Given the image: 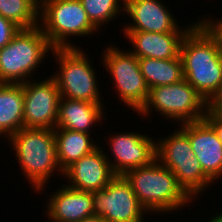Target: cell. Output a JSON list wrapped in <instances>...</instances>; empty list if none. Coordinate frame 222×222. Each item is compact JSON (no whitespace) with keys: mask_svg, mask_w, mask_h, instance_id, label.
I'll return each instance as SVG.
<instances>
[{"mask_svg":"<svg viewBox=\"0 0 222 222\" xmlns=\"http://www.w3.org/2000/svg\"><path fill=\"white\" fill-rule=\"evenodd\" d=\"M198 20L183 37L180 57L184 79L209 104L222 86V45Z\"/></svg>","mask_w":222,"mask_h":222,"instance_id":"1","label":"cell"},{"mask_svg":"<svg viewBox=\"0 0 222 222\" xmlns=\"http://www.w3.org/2000/svg\"><path fill=\"white\" fill-rule=\"evenodd\" d=\"M124 177L131 184L139 203L153 215L182 210L194 201L178 184L171 170L157 159L128 171Z\"/></svg>","mask_w":222,"mask_h":222,"instance_id":"2","label":"cell"},{"mask_svg":"<svg viewBox=\"0 0 222 222\" xmlns=\"http://www.w3.org/2000/svg\"><path fill=\"white\" fill-rule=\"evenodd\" d=\"M8 141L16 153L15 158L20 164L22 174L35 192H43L57 170L63 176L64 172L57 159L54 129L23 127L11 135Z\"/></svg>","mask_w":222,"mask_h":222,"instance_id":"3","label":"cell"},{"mask_svg":"<svg viewBox=\"0 0 222 222\" xmlns=\"http://www.w3.org/2000/svg\"><path fill=\"white\" fill-rule=\"evenodd\" d=\"M53 49L39 26L20 29L0 49V83L22 84L28 81Z\"/></svg>","mask_w":222,"mask_h":222,"instance_id":"4","label":"cell"},{"mask_svg":"<svg viewBox=\"0 0 222 222\" xmlns=\"http://www.w3.org/2000/svg\"><path fill=\"white\" fill-rule=\"evenodd\" d=\"M155 142L156 159L171 170L178 184L192 199L209 190L214 182L203 172L188 136L180 128Z\"/></svg>","mask_w":222,"mask_h":222,"instance_id":"5","label":"cell"},{"mask_svg":"<svg viewBox=\"0 0 222 222\" xmlns=\"http://www.w3.org/2000/svg\"><path fill=\"white\" fill-rule=\"evenodd\" d=\"M39 27L53 48H76L67 38L99 32L80 0H40Z\"/></svg>","mask_w":222,"mask_h":222,"instance_id":"6","label":"cell"},{"mask_svg":"<svg viewBox=\"0 0 222 222\" xmlns=\"http://www.w3.org/2000/svg\"><path fill=\"white\" fill-rule=\"evenodd\" d=\"M208 108L209 104L197 90L183 79L175 84L150 88L146 103L137 113L148 117L155 110L163 119L184 124L203 120Z\"/></svg>","mask_w":222,"mask_h":222,"instance_id":"7","label":"cell"},{"mask_svg":"<svg viewBox=\"0 0 222 222\" xmlns=\"http://www.w3.org/2000/svg\"><path fill=\"white\" fill-rule=\"evenodd\" d=\"M53 57L58 64L54 77L61 97L93 103H104L100 97L97 74L81 48H54ZM56 73V74H55Z\"/></svg>","mask_w":222,"mask_h":222,"instance_id":"8","label":"cell"},{"mask_svg":"<svg viewBox=\"0 0 222 222\" xmlns=\"http://www.w3.org/2000/svg\"><path fill=\"white\" fill-rule=\"evenodd\" d=\"M109 46L105 48L101 58L103 66L110 73V80L114 81L119 100L134 112H138L146 103L149 93L138 58L130 51L118 49L112 44Z\"/></svg>","mask_w":222,"mask_h":222,"instance_id":"9","label":"cell"},{"mask_svg":"<svg viewBox=\"0 0 222 222\" xmlns=\"http://www.w3.org/2000/svg\"><path fill=\"white\" fill-rule=\"evenodd\" d=\"M92 196L94 215L106 222H144L147 211L124 176H116L103 189L92 191Z\"/></svg>","mask_w":222,"mask_h":222,"instance_id":"10","label":"cell"},{"mask_svg":"<svg viewBox=\"0 0 222 222\" xmlns=\"http://www.w3.org/2000/svg\"><path fill=\"white\" fill-rule=\"evenodd\" d=\"M24 128L55 129L61 98L53 76L45 80L22 83Z\"/></svg>","mask_w":222,"mask_h":222,"instance_id":"11","label":"cell"},{"mask_svg":"<svg viewBox=\"0 0 222 222\" xmlns=\"http://www.w3.org/2000/svg\"><path fill=\"white\" fill-rule=\"evenodd\" d=\"M109 136L107 143L114 160L109 159L111 156L106 158L116 176H124L128 171L149 165L156 159V142L150 135L129 131Z\"/></svg>","mask_w":222,"mask_h":222,"instance_id":"12","label":"cell"},{"mask_svg":"<svg viewBox=\"0 0 222 222\" xmlns=\"http://www.w3.org/2000/svg\"><path fill=\"white\" fill-rule=\"evenodd\" d=\"M124 13L133 21L123 25L122 31L187 33L195 25L180 28L178 20L160 0H124Z\"/></svg>","mask_w":222,"mask_h":222,"instance_id":"13","label":"cell"},{"mask_svg":"<svg viewBox=\"0 0 222 222\" xmlns=\"http://www.w3.org/2000/svg\"><path fill=\"white\" fill-rule=\"evenodd\" d=\"M179 128L188 136L203 172L214 183L222 179V143L213 127L203 119L181 124Z\"/></svg>","mask_w":222,"mask_h":222,"instance_id":"14","label":"cell"},{"mask_svg":"<svg viewBox=\"0 0 222 222\" xmlns=\"http://www.w3.org/2000/svg\"><path fill=\"white\" fill-rule=\"evenodd\" d=\"M107 156L99 146L92 153L74 162L63 174L67 180L69 179L67 186L89 192L106 187L116 177Z\"/></svg>","mask_w":222,"mask_h":222,"instance_id":"15","label":"cell"},{"mask_svg":"<svg viewBox=\"0 0 222 222\" xmlns=\"http://www.w3.org/2000/svg\"><path fill=\"white\" fill-rule=\"evenodd\" d=\"M49 195L47 218L52 222H79L94 215L92 192L73 189L66 184Z\"/></svg>","mask_w":222,"mask_h":222,"instance_id":"16","label":"cell"},{"mask_svg":"<svg viewBox=\"0 0 222 222\" xmlns=\"http://www.w3.org/2000/svg\"><path fill=\"white\" fill-rule=\"evenodd\" d=\"M132 44L129 50L137 58L172 59L180 56V45L187 33L122 31Z\"/></svg>","mask_w":222,"mask_h":222,"instance_id":"17","label":"cell"},{"mask_svg":"<svg viewBox=\"0 0 222 222\" xmlns=\"http://www.w3.org/2000/svg\"><path fill=\"white\" fill-rule=\"evenodd\" d=\"M103 105L61 97L56 128L92 134L93 126L105 120Z\"/></svg>","mask_w":222,"mask_h":222,"instance_id":"18","label":"cell"},{"mask_svg":"<svg viewBox=\"0 0 222 222\" xmlns=\"http://www.w3.org/2000/svg\"><path fill=\"white\" fill-rule=\"evenodd\" d=\"M24 127L22 84L0 83V138L4 140Z\"/></svg>","mask_w":222,"mask_h":222,"instance_id":"19","label":"cell"},{"mask_svg":"<svg viewBox=\"0 0 222 222\" xmlns=\"http://www.w3.org/2000/svg\"><path fill=\"white\" fill-rule=\"evenodd\" d=\"M55 142L58 163L64 172L70 165L99 147L90 134L55 128Z\"/></svg>","mask_w":222,"mask_h":222,"instance_id":"20","label":"cell"},{"mask_svg":"<svg viewBox=\"0 0 222 222\" xmlns=\"http://www.w3.org/2000/svg\"><path fill=\"white\" fill-rule=\"evenodd\" d=\"M138 62L149 89L175 84L184 79L180 56L172 59L138 58Z\"/></svg>","mask_w":222,"mask_h":222,"instance_id":"21","label":"cell"},{"mask_svg":"<svg viewBox=\"0 0 222 222\" xmlns=\"http://www.w3.org/2000/svg\"><path fill=\"white\" fill-rule=\"evenodd\" d=\"M40 0H0V15L21 29L39 26Z\"/></svg>","mask_w":222,"mask_h":222,"instance_id":"22","label":"cell"},{"mask_svg":"<svg viewBox=\"0 0 222 222\" xmlns=\"http://www.w3.org/2000/svg\"><path fill=\"white\" fill-rule=\"evenodd\" d=\"M90 22L99 30L124 12V0H80ZM120 3V4H119ZM123 5V6H122Z\"/></svg>","mask_w":222,"mask_h":222,"instance_id":"23","label":"cell"},{"mask_svg":"<svg viewBox=\"0 0 222 222\" xmlns=\"http://www.w3.org/2000/svg\"><path fill=\"white\" fill-rule=\"evenodd\" d=\"M21 28L0 15V49L7 45Z\"/></svg>","mask_w":222,"mask_h":222,"instance_id":"24","label":"cell"},{"mask_svg":"<svg viewBox=\"0 0 222 222\" xmlns=\"http://www.w3.org/2000/svg\"><path fill=\"white\" fill-rule=\"evenodd\" d=\"M204 119L213 127L218 139L222 143V115H219L208 108Z\"/></svg>","mask_w":222,"mask_h":222,"instance_id":"25","label":"cell"},{"mask_svg":"<svg viewBox=\"0 0 222 222\" xmlns=\"http://www.w3.org/2000/svg\"><path fill=\"white\" fill-rule=\"evenodd\" d=\"M200 20L218 38L219 43L222 45V18H220L219 20H212V17H204V19Z\"/></svg>","mask_w":222,"mask_h":222,"instance_id":"26","label":"cell"},{"mask_svg":"<svg viewBox=\"0 0 222 222\" xmlns=\"http://www.w3.org/2000/svg\"><path fill=\"white\" fill-rule=\"evenodd\" d=\"M209 109L219 115H222V86L218 94L209 103Z\"/></svg>","mask_w":222,"mask_h":222,"instance_id":"27","label":"cell"},{"mask_svg":"<svg viewBox=\"0 0 222 222\" xmlns=\"http://www.w3.org/2000/svg\"><path fill=\"white\" fill-rule=\"evenodd\" d=\"M79 222H106V220L101 215H92Z\"/></svg>","mask_w":222,"mask_h":222,"instance_id":"28","label":"cell"},{"mask_svg":"<svg viewBox=\"0 0 222 222\" xmlns=\"http://www.w3.org/2000/svg\"><path fill=\"white\" fill-rule=\"evenodd\" d=\"M210 218H211V220L208 222H222V213H218Z\"/></svg>","mask_w":222,"mask_h":222,"instance_id":"29","label":"cell"}]
</instances>
